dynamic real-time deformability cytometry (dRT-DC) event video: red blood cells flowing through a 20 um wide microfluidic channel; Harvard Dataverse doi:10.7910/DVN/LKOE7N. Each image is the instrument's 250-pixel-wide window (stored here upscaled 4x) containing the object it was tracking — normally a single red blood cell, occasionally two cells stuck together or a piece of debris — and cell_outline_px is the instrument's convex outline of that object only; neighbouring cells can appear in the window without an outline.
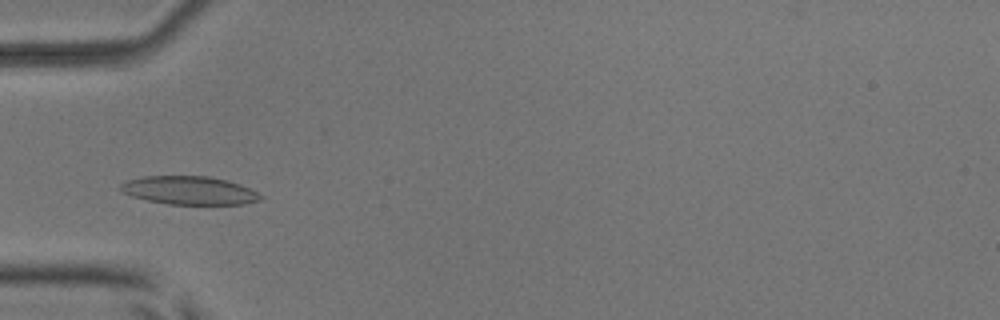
{"species": "common noctule bat (a hibernating species)", "species_latin": "Nyctalus noctula", "temperature_condition": "room temperature", "stored_images_in_passage": 6, "camera_frame_rate_fps": 3000, "um_per_image_px": 0.085, "animal": {"sex": "male", "body_mass_g": 17.9, "forearm_length_mm": 54.2}, "frame": {"image": 1, "passage_image": 3, "time_ms": 2.333, "image_size_px": [1000, 320], "cell_outline_px": [[264, 196], [260, 200], [244, 204], [168, 204], [148, 200], [132, 196], [120, 192], [120, 184], [128, 180], [144, 176], [208, 176], [228, 180], [240, 184]], "centroid_in_image_um": [16.08, 16.18], "position_along_channel_um": 68.9, "area_um2": 23.06}}
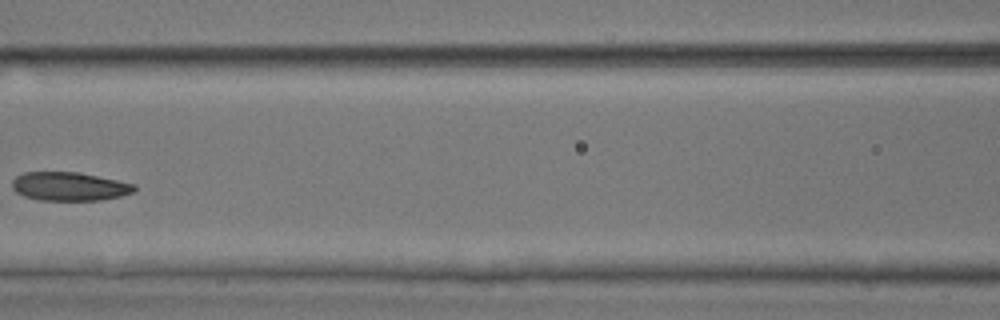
{"frame": {"image": 2, "passage_image": 5, "time_ms": 4.667, "image_size_px": [1000, 320], "cell_outline_px": [[136, 188], [132, 192], [120, 196], [100, 200], [36, 200], [24, 196], [16, 192], [12, 188], [12, 180], [16, 176], [24, 172], [80, 172], [136, 184]], "centroid_in_image_um": [5.87, 15.84], "position_along_channel_um": 160.7, "area_um2": 20.46}}
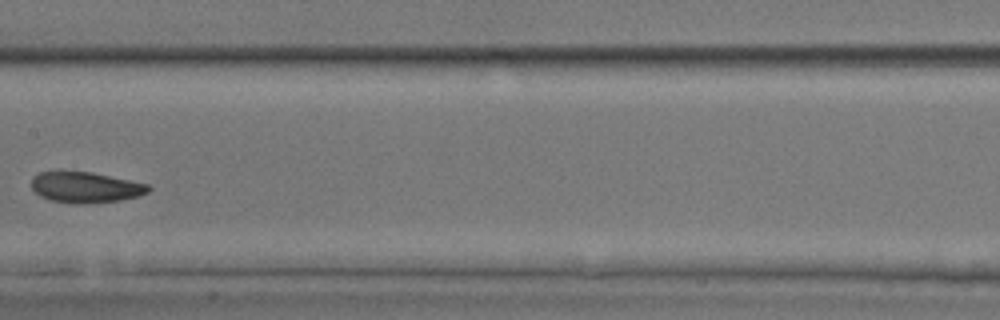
{"frame": {"image": 3, "passage_image": 6, "time_ms": 5.667, "image_size_px": [1000, 320], "cell_outline_px": [[152, 188], [148, 192], [136, 196], [120, 200], [84, 204], [80, 204], [48, 200], [40, 196], [32, 188], [32, 180], [40, 172], [92, 172], [148, 184]], "centroid_in_image_um": [7.28, 15.93], "position_along_channel_um": 200.1, "area_um2": 20.69}}